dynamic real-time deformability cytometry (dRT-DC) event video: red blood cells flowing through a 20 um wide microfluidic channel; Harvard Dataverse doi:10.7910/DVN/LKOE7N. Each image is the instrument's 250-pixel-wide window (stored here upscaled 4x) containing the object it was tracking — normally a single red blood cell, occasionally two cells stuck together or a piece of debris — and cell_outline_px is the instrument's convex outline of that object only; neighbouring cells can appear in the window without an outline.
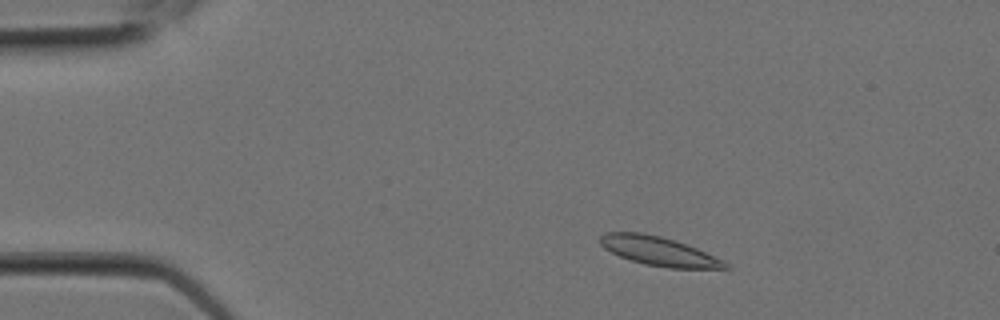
{"species": "Egyptian fruit bat (a non-hibernating species)", "species_latin": "Rousettus aegyptiacus", "temperature_condition": "room temperature", "stored_images_in_passage": 6, "camera_frame_rate_fps": 3000, "um_per_image_px": 0.085, "animal": {"sex": "female"}, "frame": {"image": 1, "passage_image": 2, "time_ms": 0.333, "image_size_px": [1000, 320], "cell_outline_px": [[732, 268], [668, 268], [644, 264], [620, 256], [604, 248], [600, 244], [600, 236], [604, 232], [640, 232], [660, 236], [676, 240], [696, 248], [724, 260], [732, 264]], "centroid_in_image_um": [56.03, 21.35], "position_along_channel_um": 29.0, "area_um2": 21.15}}
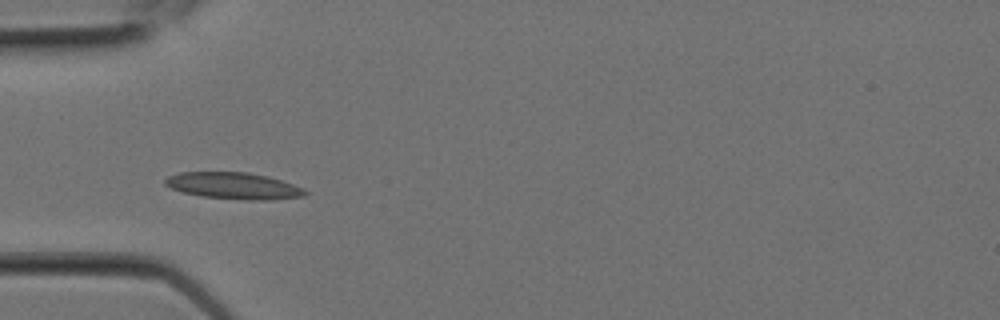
{"frame": {"image": 2, "passage_image": 5, "time_ms": 1.333, "image_size_px": [1000, 320], "cell_outline_px": [[308, 192], [304, 196], [272, 200], [248, 200], [204, 196], [184, 192], [172, 188], [164, 184], [164, 180], [168, 176], [180, 172], [248, 172], [268, 176], [304, 188]], "centroid_in_image_um": [19.88, 15.78], "position_along_channel_um": 65.1, "area_um2": 21.56}}